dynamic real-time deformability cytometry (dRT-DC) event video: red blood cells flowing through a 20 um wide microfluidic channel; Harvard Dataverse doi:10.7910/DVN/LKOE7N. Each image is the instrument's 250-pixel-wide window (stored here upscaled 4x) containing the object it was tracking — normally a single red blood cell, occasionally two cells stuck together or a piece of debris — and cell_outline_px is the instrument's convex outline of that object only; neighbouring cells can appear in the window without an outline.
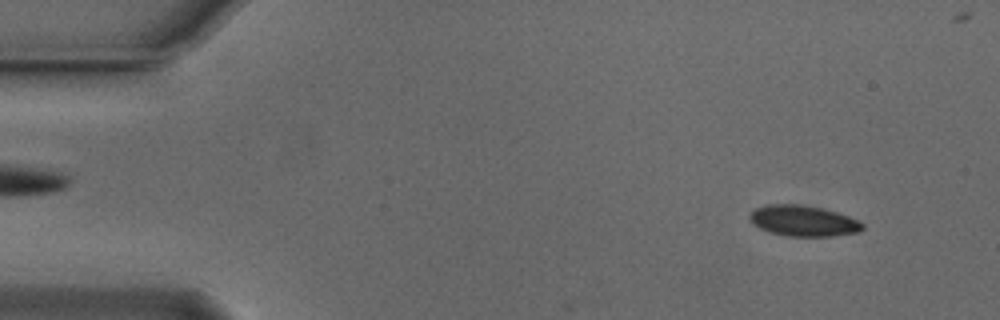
{"species": "Egyptian fruit bat (a non-hibernating species)", "species_latin": "Rousettus aegyptiacus", "temperature_condition": "cold", "stored_images_in_passage": 7, "camera_frame_rate_fps": 3000, "um_per_image_px": 0.085, "animal": {"sex": "male"}, "frame": {"image": 1, "passage_image": 4, "time_ms": 1.0, "image_size_px": [1000, 320], "cell_outline_px": [[864, 228], [860, 232], [832, 236], [788, 236], [768, 232], [752, 224], [748, 220], [748, 216], [756, 208], [764, 204], [800, 204], [820, 208], [836, 212], [848, 216], [864, 224]], "centroid_in_image_um": [68.24, 18.77], "position_along_channel_um": 16.8, "area_um2": 20.35}}